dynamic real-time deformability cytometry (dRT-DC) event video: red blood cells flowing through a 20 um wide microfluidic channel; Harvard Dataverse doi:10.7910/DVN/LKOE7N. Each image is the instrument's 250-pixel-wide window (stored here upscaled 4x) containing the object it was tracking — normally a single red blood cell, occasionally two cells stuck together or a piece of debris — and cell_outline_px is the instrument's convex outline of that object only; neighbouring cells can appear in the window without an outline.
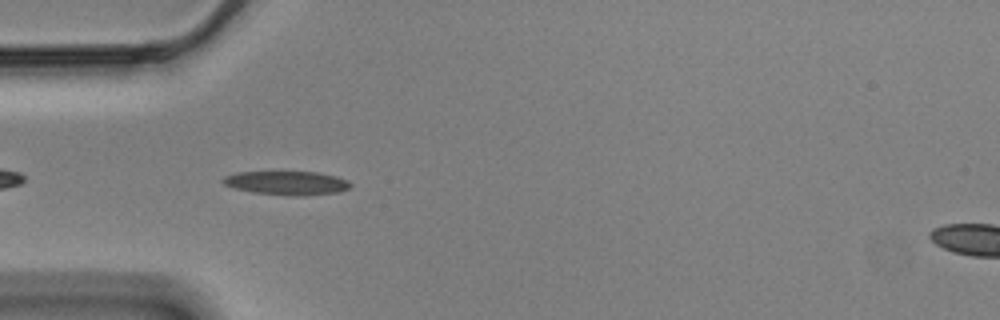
{"species": "Egyptian fruit bat (a non-hibernating species)", "species_latin": "Rousettus aegyptiacus", "temperature_condition": "cold", "stored_images_in_passage": 44, "segment_of_instrument_passage": [1, 2], "camera_frame_rate_fps": 3000, "um_per_image_px": 0.085, "animal": {"sex": "male"}, "frame": {"image": 1, "passage_image": 4, "time_ms": 1.0, "image_size_px": [1000, 320], "cell_outline_px": [[352, 184], [348, 188], [340, 192], [304, 196], [296, 196], [252, 192], [236, 188], [224, 184], [220, 180], [224, 176], [236, 172], [316, 172], [336, 176], [348, 180]], "centroid_in_image_um": [24.39, 15.55], "position_along_channel_um": 60.6, "area_um2": 17.69}}
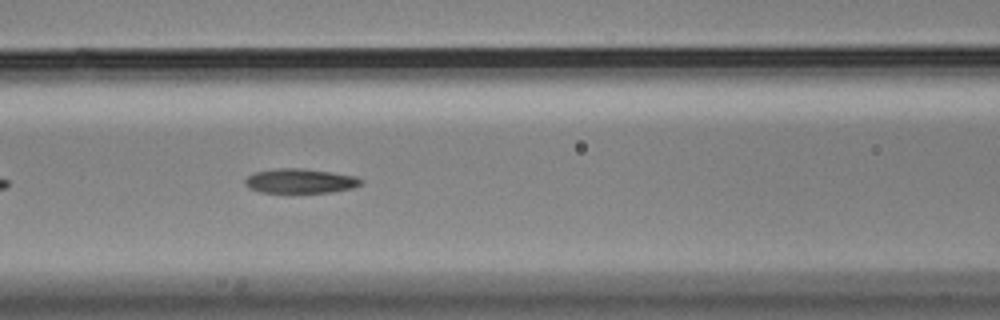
{"frame": {"image": 2, "passage_image": 11, "time_ms": 3.333, "image_size_px": [1000, 320], "cell_outline_px": [[364, 180], [360, 184], [352, 188], [332, 192], [260, 192], [248, 188], [244, 184], [244, 180], [248, 176], [256, 172], [280, 168], [300, 168], [332, 172], [356, 176]], "centroid_in_image_um": [25.52, 15.38], "position_along_channel_um": 141.1, "area_um2": 16.47}}
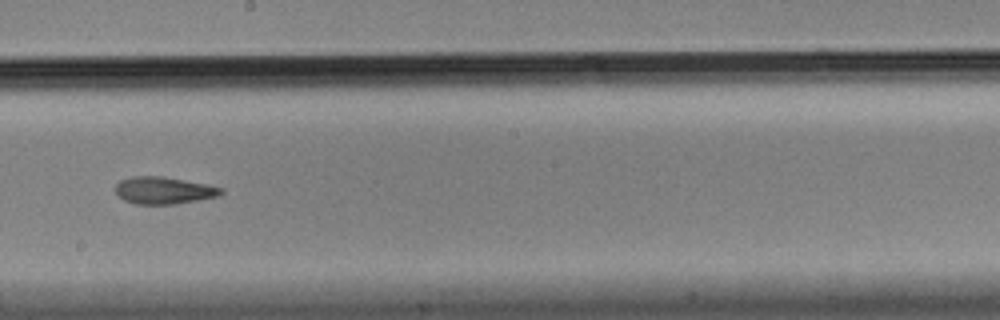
{"frame": {"image": 3, "passage_image": 19, "time_ms": 6.0, "image_size_px": [1000, 320], "cell_outline_px": [[224, 192], [220, 196], [172, 204], [136, 204], [124, 200], [116, 192], [116, 184], [120, 180], [132, 176], [160, 176], [208, 184], [224, 188]], "centroid_in_image_um": [13.95, 16.18], "position_along_channel_um": 234.3, "area_um2": 16.65}}